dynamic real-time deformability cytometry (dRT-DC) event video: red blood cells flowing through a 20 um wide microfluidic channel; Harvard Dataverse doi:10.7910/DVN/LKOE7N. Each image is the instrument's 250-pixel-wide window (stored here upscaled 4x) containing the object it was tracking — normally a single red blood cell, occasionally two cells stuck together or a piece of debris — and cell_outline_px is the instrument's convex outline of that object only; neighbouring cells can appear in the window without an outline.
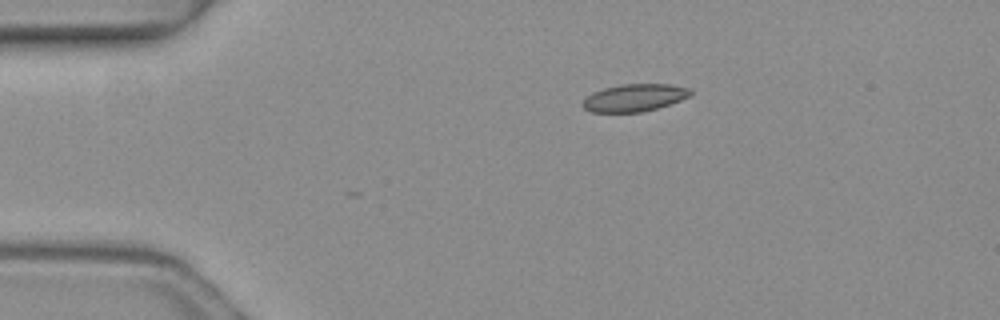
{"species": "common noctule bat (a hibernating species)", "species_latin": "Nyctalus noctula", "temperature_condition": "warm", "stored_images_in_passage": 3, "camera_frame_rate_fps": 3000, "um_per_image_px": 0.085, "animal": {"sex": "female", "body_mass_g": 19.3, "forearm_length_mm": 54.1}, "frame": {"image": 1, "passage_image": 1, "time_ms": 0.0, "image_size_px": [1000, 320], "cell_outline_px": [[692, 92], [688, 96], [680, 100], [656, 108], [640, 112], [592, 112], [584, 108], [580, 104], [592, 92], [604, 88], [620, 84], [668, 84], [688, 88]], "centroid_in_image_um": [53.87, 8.3], "position_along_channel_um": 31.1, "area_um2": 16.99}}
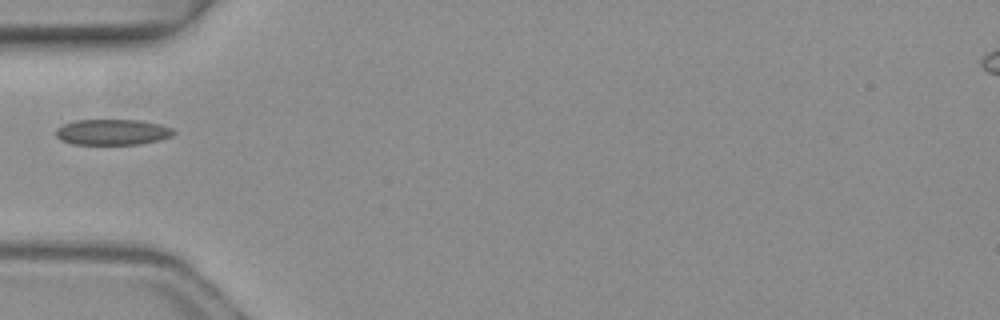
{"frame": {"image": 2, "passage_image": 3, "time_ms": 0.667, "image_size_px": [1000, 320], "cell_outline_px": [[176, 132], [172, 136], [160, 140], [140, 144], [72, 144], [60, 140], [56, 136], [56, 128], [64, 124], [76, 120], [140, 120], [160, 124], [172, 128]], "centroid_in_image_um": [9.57, 11.23], "position_along_channel_um": 75.4, "area_um2": 17.74}}